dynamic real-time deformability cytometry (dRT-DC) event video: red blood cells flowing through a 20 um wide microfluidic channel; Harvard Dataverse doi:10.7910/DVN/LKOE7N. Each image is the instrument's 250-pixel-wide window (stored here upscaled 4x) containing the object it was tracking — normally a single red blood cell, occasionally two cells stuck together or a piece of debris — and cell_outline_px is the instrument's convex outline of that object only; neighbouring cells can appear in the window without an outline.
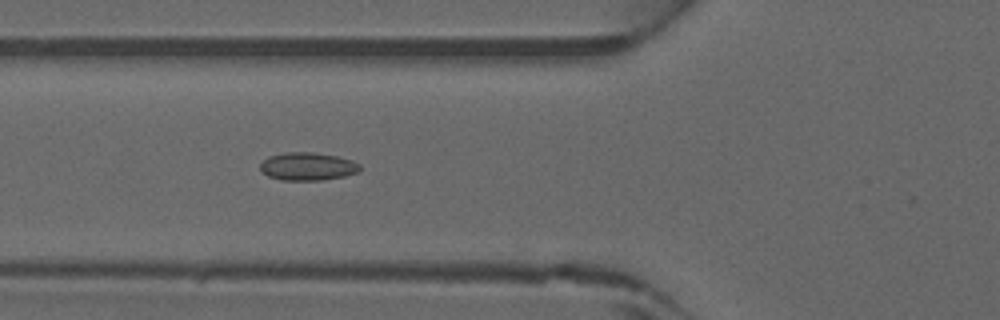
{"species": "common noctule bat (a hibernating species)", "species_latin": "Nyctalus noctula", "temperature_condition": "warm", "stored_images_in_passage": 33, "camera_frame_rate_fps": 3000, "um_per_image_px": 0.085, "animal": {"sex": "male", "forearm_length_mm": 52.5}, "frame": {"image": 1, "passage_image": 5, "time_ms": 1.333, "image_size_px": [1000, 320], "cell_outline_px": [[360, 168], [356, 172], [344, 176], [320, 180], [280, 180], [268, 176], [260, 172], [260, 164], [268, 156], [284, 152], [312, 152], [336, 156], [352, 160], [360, 164]], "centroid_in_image_um": [26.1, 14.14], "position_along_channel_um": 99.7, "area_um2": 16.24}}
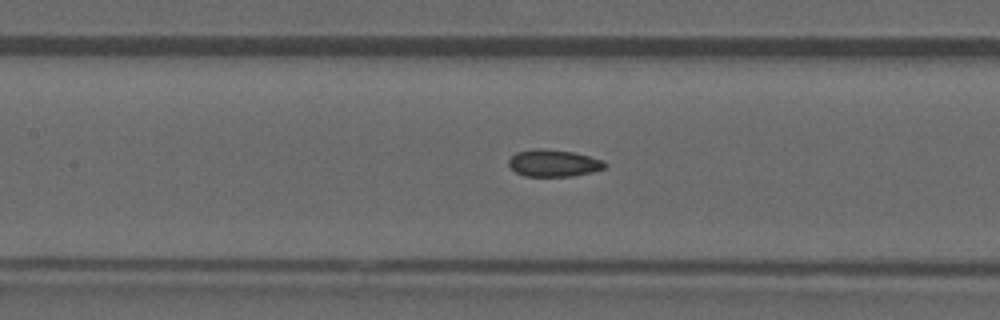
{"frame": {"image": 2, "passage_image": 9, "time_ms": 2.667, "image_size_px": [1000, 320], "cell_outline_px": [[608, 164], [604, 168], [592, 172], [572, 176], [524, 176], [516, 172], [508, 164], [508, 160], [516, 152], [536, 148], [544, 148], [572, 152], [604, 160]], "centroid_in_image_um": [47.05, 13.86], "position_along_channel_um": 160.3, "area_um2": 15.14}}
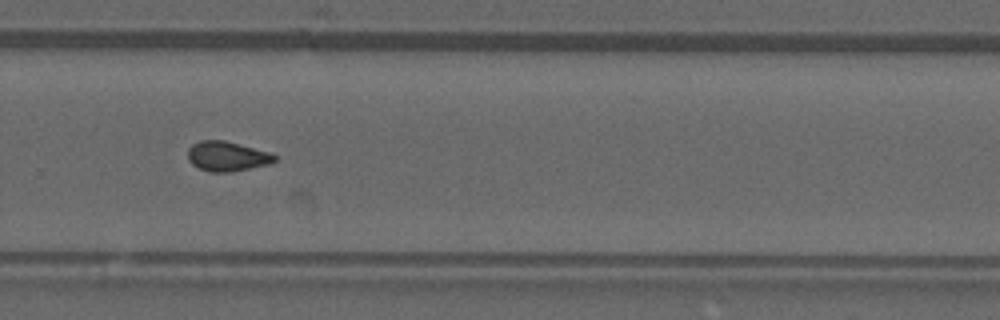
{"frame": {"image": 3, "passage_image": 19, "time_ms": 6.0, "image_size_px": [1000, 320], "cell_outline_px": [[276, 160], [268, 164], [228, 172], [212, 172], [200, 168], [192, 164], [188, 160], [188, 148], [192, 144], [200, 140], [224, 140], [272, 152], [276, 156]], "centroid_in_image_um": [19.3, 13.26], "position_along_channel_um": 310.5, "area_um2": 15.03}}